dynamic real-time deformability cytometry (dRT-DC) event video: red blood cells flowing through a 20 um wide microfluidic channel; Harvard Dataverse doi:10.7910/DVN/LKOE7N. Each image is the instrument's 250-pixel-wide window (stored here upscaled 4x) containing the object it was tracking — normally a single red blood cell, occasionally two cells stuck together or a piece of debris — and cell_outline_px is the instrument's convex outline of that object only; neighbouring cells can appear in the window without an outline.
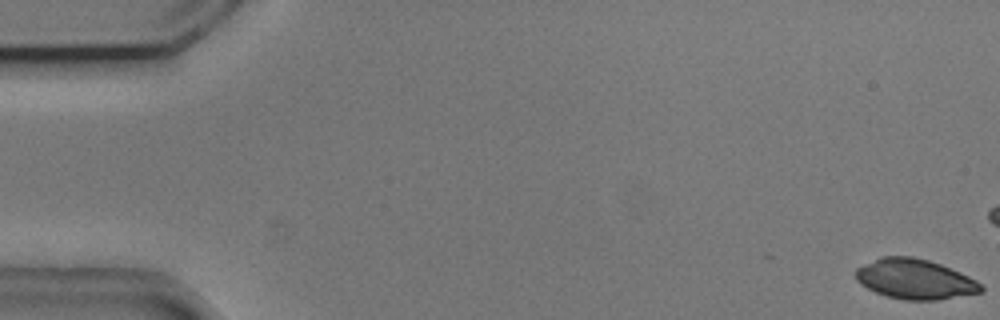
{"species": "common noctule bat (a hibernating species)", "species_latin": "Nyctalus noctula", "temperature_condition": "cold", "stored_images_in_passage": 16, "camera_frame_rate_fps": 3000, "um_per_image_px": 0.085, "animal": {"sex": "male", "body_mass_g": 20.5, "forearm_length_mm": 52.5}, "frame": {"image": 1, "passage_image": 1, "time_ms": 0.0, "image_size_px": [1000, 320], "cell_outline_px": [[984, 292], [936, 300], [904, 300], [888, 296], [876, 292], [860, 284], [856, 280], [856, 268], [880, 256], [912, 256], [928, 260], [940, 264], [960, 272], [976, 280], [984, 288]], "centroid_in_image_um": [77.77, 23.72], "position_along_channel_um": 7.2, "area_um2": 29.19}}